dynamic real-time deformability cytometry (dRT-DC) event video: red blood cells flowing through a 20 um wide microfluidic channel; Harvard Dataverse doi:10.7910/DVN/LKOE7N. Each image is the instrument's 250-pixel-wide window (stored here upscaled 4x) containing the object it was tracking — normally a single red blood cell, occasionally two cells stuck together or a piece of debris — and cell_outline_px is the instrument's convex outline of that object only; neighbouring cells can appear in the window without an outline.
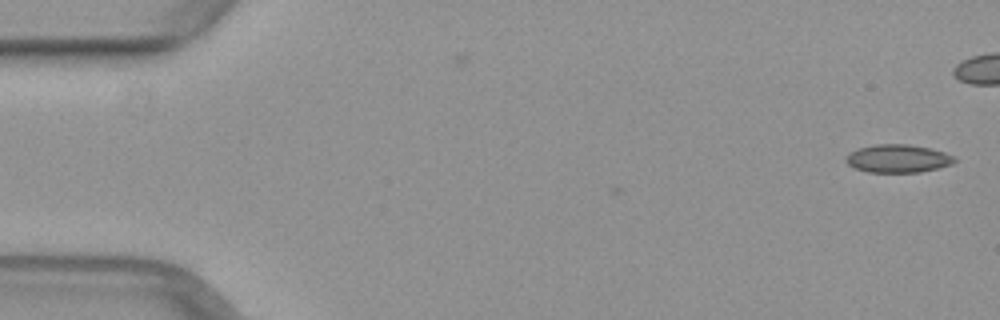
{"species": "common noctule bat (a hibernating species)", "species_latin": "Nyctalus noctula", "temperature_condition": "warm", "stored_images_in_passage": 2, "camera_frame_rate_fps": 3000, "um_per_image_px": 0.085, "animal": {"sex": "female", "body_mass_g": 29.2, "forearm_length_mm": 56.3}, "frame": {"image": 1, "passage_image": 2, "time_ms": 0.333, "image_size_px": [1000, 320], "cell_outline_px": [[956, 160], [952, 164], [920, 172], [868, 172], [856, 168], [848, 164], [844, 160], [848, 152], [860, 148], [876, 144], [908, 144], [928, 148], [944, 152], [952, 156]], "centroid_in_image_um": [76.28, 13.47], "position_along_channel_um": 8.7, "area_um2": 17.57}}